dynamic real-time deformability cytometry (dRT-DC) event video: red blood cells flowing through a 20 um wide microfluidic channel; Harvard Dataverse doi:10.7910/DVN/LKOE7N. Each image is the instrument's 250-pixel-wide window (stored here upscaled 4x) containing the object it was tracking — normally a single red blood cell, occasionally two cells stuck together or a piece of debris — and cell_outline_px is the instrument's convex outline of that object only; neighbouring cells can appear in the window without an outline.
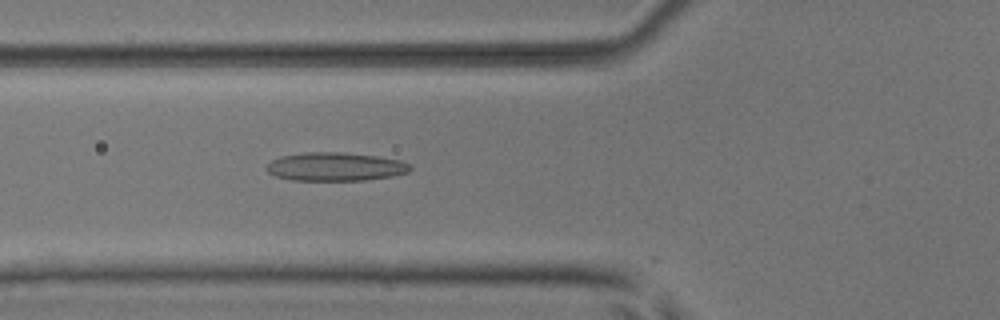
{"species": "common noctule bat (a hibernating species)", "species_latin": "Nyctalus noctula", "temperature_condition": "room temperature", "stored_images_in_passage": 48, "camera_frame_rate_fps": 3000, "um_per_image_px": 0.085, "animal": {"sex": "male", "body_mass_g": 17.9, "forearm_length_mm": 54.2}, "frame": {"image": 1, "passage_image": 15, "time_ms": 4.667, "image_size_px": [1000, 320], "cell_outline_px": [[412, 168], [408, 172], [392, 176], [364, 180], [292, 180], [276, 176], [268, 172], [264, 168], [272, 160], [280, 156], [304, 152], [344, 152], [376, 156], [400, 160], [412, 164]], "centroid_in_image_um": [28.51, 14.16], "position_along_channel_um": 97.3, "area_um2": 23.93}}
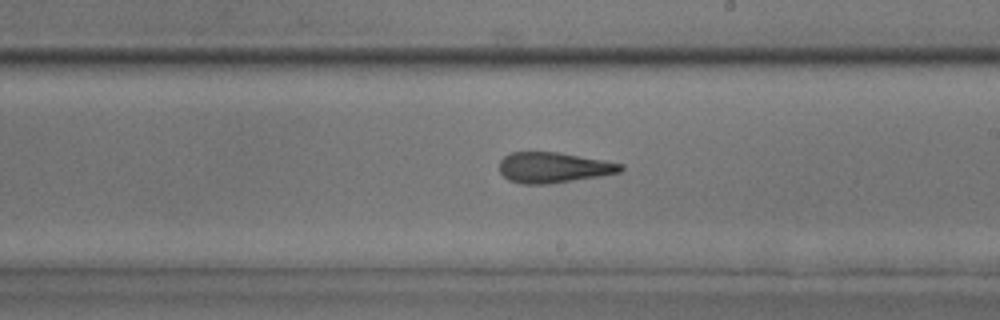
{"frame": {"image": 2, "passage_image": 26, "time_ms": 8.333, "image_size_px": [1000, 320], "cell_outline_px": [[624, 168], [620, 172], [600, 176], [548, 184], [520, 184], [508, 180], [500, 172], [500, 160], [504, 156], [512, 152], [560, 152], [604, 160], [624, 164]], "centroid_in_image_um": [47.05, 14.24], "position_along_channel_um": 242.0, "area_um2": 21.68}}
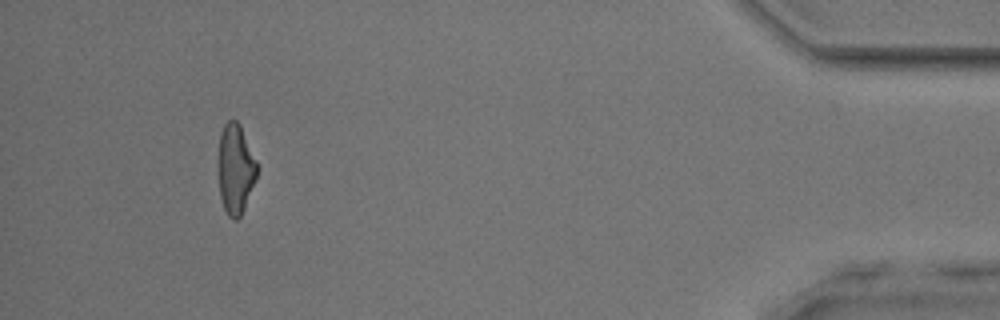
{"frame": {"image": 3, "passage_image": 44, "time_ms": 14.333, "image_size_px": [1000, 320], "cell_outline_px": [[260, 168], [256, 180], [244, 208], [240, 216], [236, 220], [232, 220], [228, 216], [224, 208], [220, 196], [216, 168], [216, 160], [220, 132], [224, 124], [228, 120], [236, 120], [240, 124]], "centroid_in_image_um": [19.99, 14.34], "position_along_channel_um": 415.2, "area_um2": 21.15}, "authors_computed_cell_mechanics": {"area_um2": 22.0796, "velocity_mm_per_s": 3.9541, "shape_relaxation_time_tau1_ms": null, "shape_relaxation_time_tau2_ms": 3.0499, "deformation_change_tau1": null, "deformation_change_tau2": 0.1438}}